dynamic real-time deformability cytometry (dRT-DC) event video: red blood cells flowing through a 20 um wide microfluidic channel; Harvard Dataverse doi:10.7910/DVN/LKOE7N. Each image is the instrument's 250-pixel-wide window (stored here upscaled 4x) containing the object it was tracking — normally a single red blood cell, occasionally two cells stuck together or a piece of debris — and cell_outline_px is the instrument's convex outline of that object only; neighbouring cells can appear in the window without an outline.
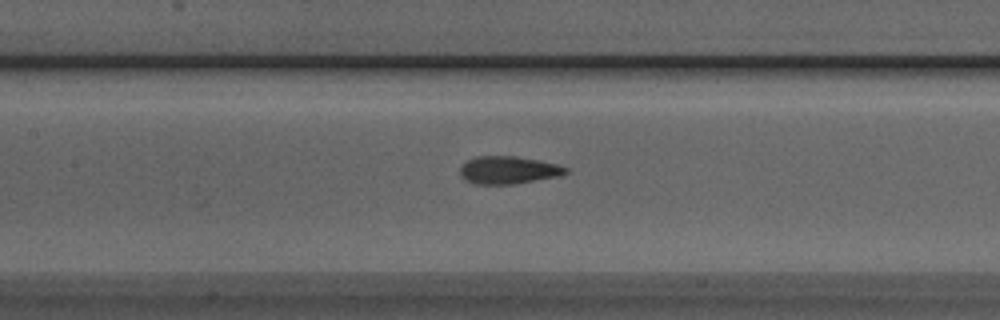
{"species": "Egyptian fruit bat (a non-hibernating species)", "species_latin": "Rousettus aegyptiacus", "temperature_condition": "room temperature", "stored_images_in_passage": 37, "camera_frame_rate_fps": 3000, "um_per_image_px": 0.085, "animal": {"sex": "male"}, "frame": {"image": 1, "passage_image": 9, "time_ms": 2.667, "image_size_px": [1000, 320], "cell_outline_px": [[568, 172], [556, 176], [512, 184], [476, 184], [460, 176], [460, 164], [476, 156], [516, 156], [540, 160], [556, 164], [568, 168]], "centroid_in_image_um": [43.17, 14.44], "position_along_channel_um": 164.2, "area_um2": 16.88}}
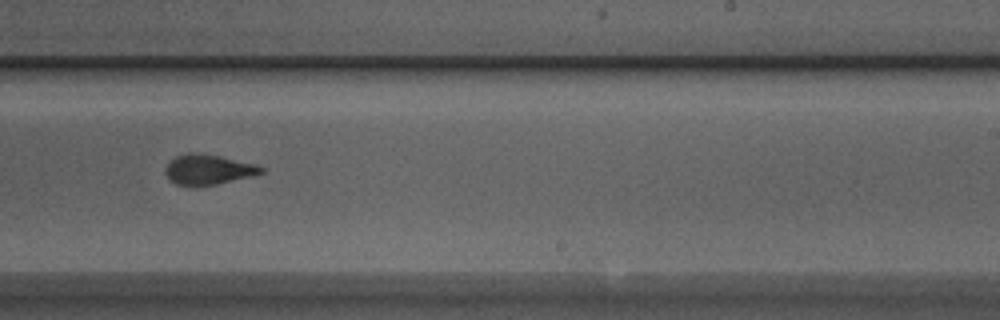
{"frame": {"image": 2, "passage_image": 17, "time_ms": 5.333, "image_size_px": [1000, 320], "cell_outline_px": [[264, 172], [256, 176], [216, 184], [176, 184], [168, 180], [164, 172], [164, 168], [176, 156], [188, 152], [196, 152], [220, 156], [256, 164], [264, 168]], "centroid_in_image_um": [17.73, 14.39], "position_along_channel_um": 271.3, "area_um2": 16.76}}
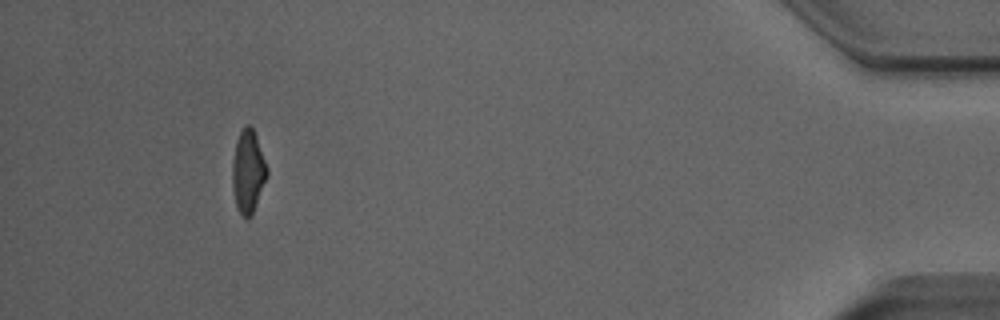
{"frame": {"image": 3, "passage_image": 33, "time_ms": 10.667, "image_size_px": [1000, 320], "cell_outline_px": [[268, 172], [252, 216], [248, 220], [240, 212], [236, 204], [232, 184], [232, 160], [236, 140], [244, 124], [248, 124], [252, 128], [256, 136], [268, 168]], "centroid_in_image_um": [21.08, 14.56], "position_along_channel_um": 414.1, "area_um2": 16.65}, "authors_computed_cell_mechanics": {"area_um2": 16.9354, "velocity_mm_per_s": 4.0232, "shape_relaxation_time_tau1_ms": 3.5496, "shape_relaxation_time_tau2_ms": 0.968, "deformation_change_tau1": 0.1591, "deformation_change_tau2": 0.0757}}